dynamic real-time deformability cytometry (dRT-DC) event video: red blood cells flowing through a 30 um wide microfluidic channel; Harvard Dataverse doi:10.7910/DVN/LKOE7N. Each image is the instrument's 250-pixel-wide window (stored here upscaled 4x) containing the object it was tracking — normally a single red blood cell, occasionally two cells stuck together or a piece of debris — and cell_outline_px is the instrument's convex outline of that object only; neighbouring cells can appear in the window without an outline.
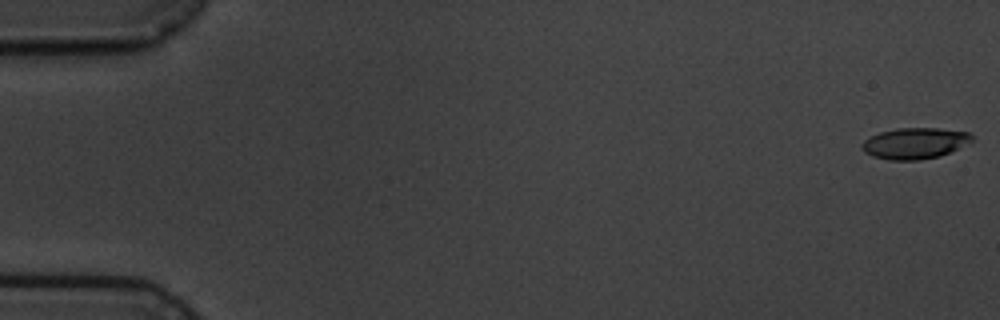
{"species": "common noctule bat (a hibernating species)", "species_latin": "Nyctalus noctula", "temperature_condition": "cold", "stored_images_in_passage": 6, "camera_frame_rate_fps": 3000, "um_per_image_px": 0.085, "animal": {"sex": "male", "body_mass_g": 19.5, "forearm_length_mm": 54.6}, "frame": {"image": 1, "passage_image": 1, "time_ms": 0.0, "image_size_px": [1000, 320], "cell_outline_px": [[972, 140], [940, 156], [920, 160], [888, 160], [872, 156], [864, 152], [860, 148], [860, 144], [864, 140], [880, 132], [896, 128], [940, 128], [968, 132], [972, 136]], "centroid_in_image_um": [77.69, 12.18], "position_along_channel_um": 7.3, "area_um2": 19.83}}